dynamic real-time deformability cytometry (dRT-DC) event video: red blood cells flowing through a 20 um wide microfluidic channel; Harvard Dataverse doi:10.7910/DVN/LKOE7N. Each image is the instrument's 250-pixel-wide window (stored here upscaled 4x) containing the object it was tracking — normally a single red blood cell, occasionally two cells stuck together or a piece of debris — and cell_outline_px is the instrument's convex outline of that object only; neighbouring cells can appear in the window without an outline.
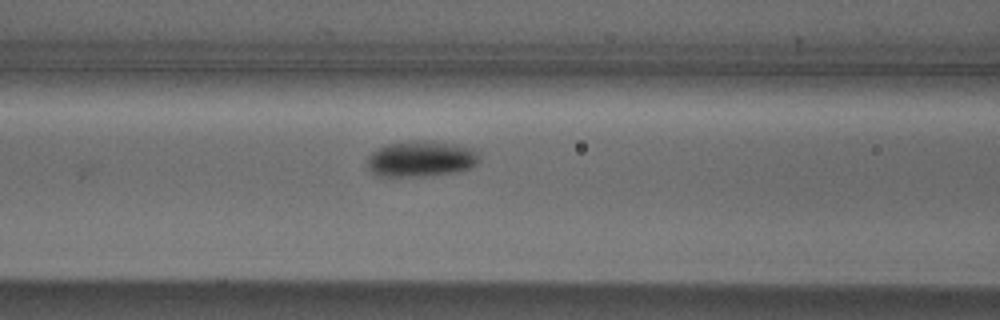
{"species": "Egyptian fruit bat (a non-hibernating species)", "species_latin": "Rousettus aegyptiacus", "temperature_condition": "cold", "stored_images_in_passage": 7, "segment_of_instrument_passage": [1, 2], "camera_frame_rate_fps": 3000, "um_per_image_px": 0.085, "animal": {"sex": "male"}, "frame": {"image": 1, "passage_image": 6, "time_ms": 7.0, "image_size_px": [1000, 320], "cell_outline_px": [[480, 160], [476, 164], [468, 168], [452, 172], [416, 176], [380, 176], [372, 172], [368, 168], [368, 156], [372, 152], [388, 144], [412, 140], [424, 140], [456, 144], [472, 148], [480, 152]], "centroid_in_image_um": [35.81, 13.48], "position_along_channel_um": 130.8, "area_um2": 23.24}}